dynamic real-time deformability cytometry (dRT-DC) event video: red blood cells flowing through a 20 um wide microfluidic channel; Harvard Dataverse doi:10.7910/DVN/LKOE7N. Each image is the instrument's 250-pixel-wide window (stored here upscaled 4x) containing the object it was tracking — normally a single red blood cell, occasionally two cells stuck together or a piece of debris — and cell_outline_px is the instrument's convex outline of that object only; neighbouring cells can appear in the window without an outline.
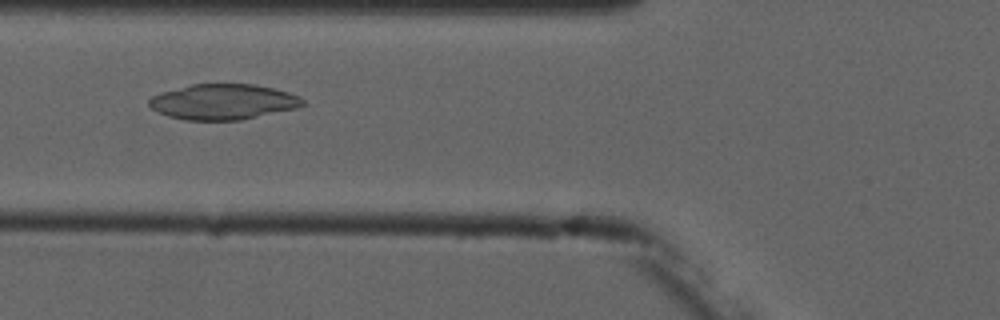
{"species": "common noctule bat (a hibernating species)", "species_latin": "Nyctalus noctula", "temperature_condition": "cold", "stored_images_in_passage": 6, "camera_frame_rate_fps": 3000, "um_per_image_px": 0.085, "animal": {"sex": "male", "forearm_length_mm": 52.5}, "frame": {"image": 1, "passage_image": 6, "time_ms": 6.0, "image_size_px": [1000, 320], "cell_outline_px": [[304, 104], [296, 108], [240, 120], [184, 120], [168, 116], [152, 108], [148, 104], [148, 100], [152, 96], [164, 92], [192, 84], [256, 84], [288, 92], [300, 96], [304, 100]], "centroid_in_image_um": [18.98, 8.65], "position_along_channel_um": 106.8, "area_um2": 31.5}}